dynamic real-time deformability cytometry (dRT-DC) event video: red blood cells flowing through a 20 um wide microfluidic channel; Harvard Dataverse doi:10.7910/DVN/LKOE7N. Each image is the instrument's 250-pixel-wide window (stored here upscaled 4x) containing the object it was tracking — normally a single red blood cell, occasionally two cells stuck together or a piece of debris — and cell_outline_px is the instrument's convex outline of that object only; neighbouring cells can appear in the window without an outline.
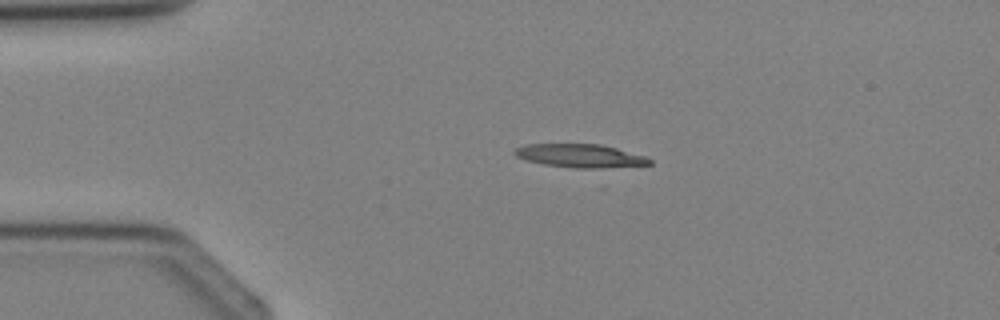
{"species": "Egyptian fruit bat (a non-hibernating species)", "species_latin": "Rousettus aegyptiacus", "temperature_condition": "cold", "stored_images_in_passage": 2, "camera_frame_rate_fps": 3000, "um_per_image_px": 0.085, "animal": {"sex": "female"}, "frame": {"image": 1, "passage_image": 1, "time_ms": 0.0, "image_size_px": [1000, 320], "cell_outline_px": [[652, 164], [600, 168], [576, 168], [544, 164], [528, 160], [516, 156], [512, 152], [516, 148], [524, 144], [600, 144], [616, 148], [644, 156], [652, 160]], "centroid_in_image_um": [49.3, 13.23], "position_along_channel_um": 35.7, "area_um2": 18.15}}